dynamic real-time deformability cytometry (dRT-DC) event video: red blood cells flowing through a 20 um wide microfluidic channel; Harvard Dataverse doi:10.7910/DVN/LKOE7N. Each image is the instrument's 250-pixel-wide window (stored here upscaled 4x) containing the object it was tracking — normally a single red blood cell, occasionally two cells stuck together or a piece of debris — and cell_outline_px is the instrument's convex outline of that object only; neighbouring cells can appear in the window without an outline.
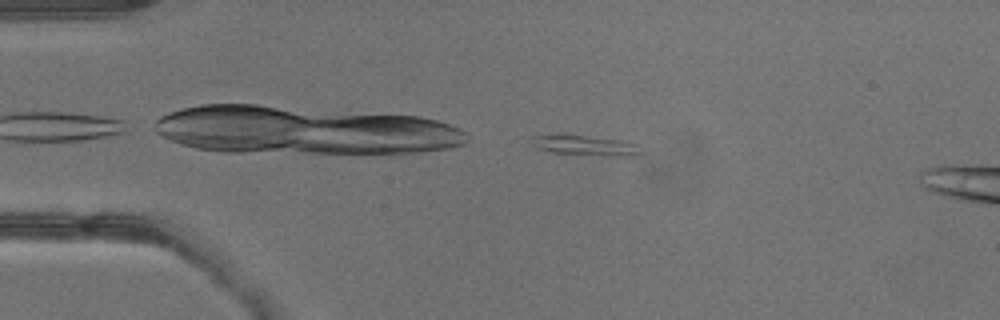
{"species": "common noctule bat (a hibernating species)", "species_latin": "Nyctalus noctula", "temperature_condition": "warm", "stored_images_in_passage": 33, "camera_frame_rate_fps": 3000, "um_per_image_px": 0.085, "animal": {"sex": "male", "body_mass_g": 13.3}, "frame": {"image": 1, "passage_image": 1, "time_ms": 0.0, "image_size_px": [1000, 320], "cell_outline_px": [[640, 152], [636, 156], [624, 156], [552, 152], [536, 148], [532, 136], [560, 132], [564, 132], [620, 140], [636, 144]], "centroid_in_image_um": [49.67, 12.3], "position_along_channel_um": 35.3, "area_um2": 12.89}}
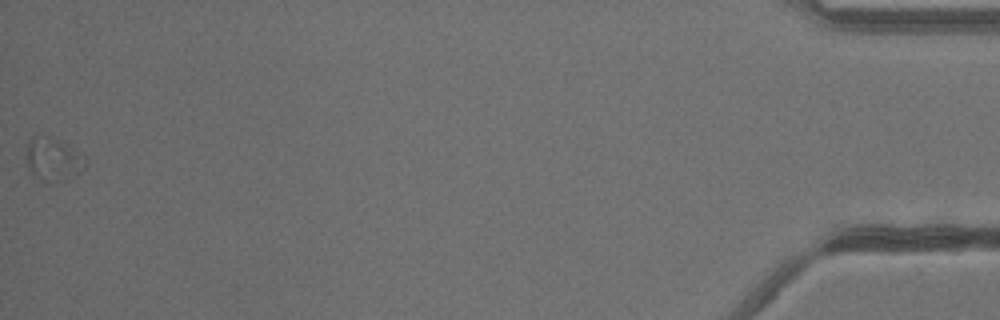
{"frame": {"image": 2, "passage_image": 33, "time_ms": 10.667, "image_size_px": [1000, 320], "cell_outline_px": [[88, 160], [84, 168], [80, 172], [32, 172], [28, 164], [28, 144], [32, 136], [48, 136], [56, 140], [84, 156]], "centroid_in_image_um": [4.53, 13.3], "position_along_channel_um": 430.7, "area_um2": 11.91}}